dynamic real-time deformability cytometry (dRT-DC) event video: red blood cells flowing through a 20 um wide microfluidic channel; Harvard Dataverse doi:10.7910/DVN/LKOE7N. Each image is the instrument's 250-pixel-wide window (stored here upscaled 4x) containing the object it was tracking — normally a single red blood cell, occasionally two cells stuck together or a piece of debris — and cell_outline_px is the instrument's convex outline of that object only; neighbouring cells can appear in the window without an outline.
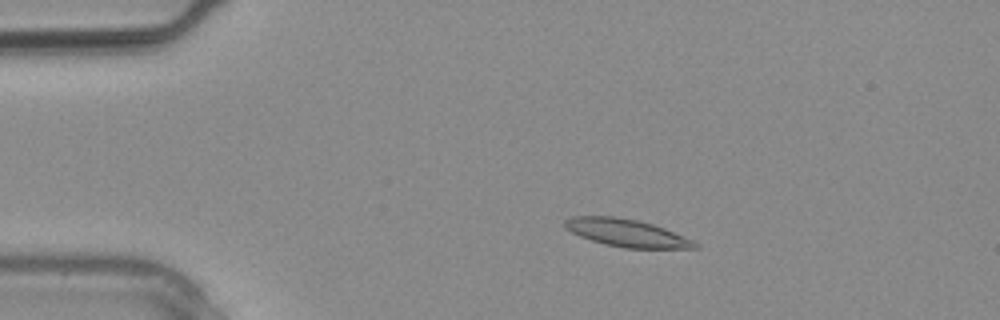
{"species": "common noctule bat (a hibernating species)", "species_latin": "Nyctalus noctula", "temperature_condition": "warm", "stored_images_in_passage": 3, "segment_of_instrument_passage": [1, 2], "camera_frame_rate_fps": 3000, "um_per_image_px": 0.085, "animal": {"sex": "male", "body_mass_g": 20.4}, "frame": {"image": 1, "passage_image": 1, "time_ms": 0.0, "image_size_px": [1000, 320], "cell_outline_px": [[700, 248], [624, 248], [604, 244], [580, 236], [564, 228], [564, 220], [572, 216], [616, 216], [636, 220], [652, 224], [664, 228], [692, 240], [700, 244]], "centroid_in_image_um": [53.24, 19.79], "position_along_channel_um": 31.8, "area_um2": 20.81}}
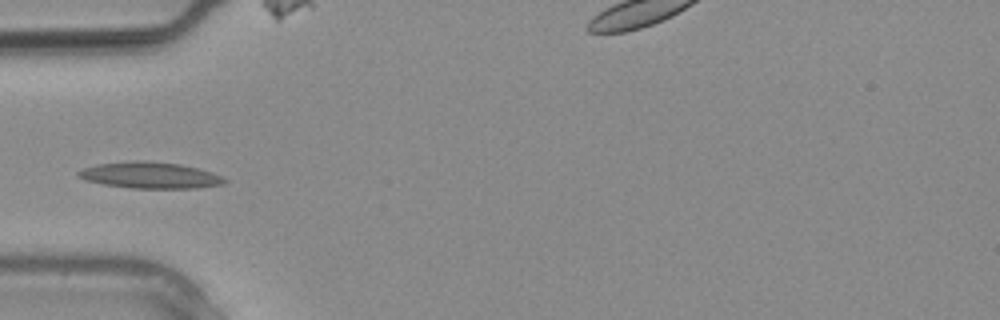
{"frame": {"image": 2, "passage_image": 2, "time_ms": 0.333, "image_size_px": [1000, 320], "cell_outline_px": [[228, 180], [224, 184], [196, 188], [132, 188], [104, 184], [84, 180], [76, 176], [76, 172], [84, 168], [96, 164], [132, 160], [144, 160], [180, 164], [212, 172], [224, 176]], "centroid_in_image_um": [12.75, 14.89], "position_along_channel_um": 72.3, "area_um2": 22.6}}